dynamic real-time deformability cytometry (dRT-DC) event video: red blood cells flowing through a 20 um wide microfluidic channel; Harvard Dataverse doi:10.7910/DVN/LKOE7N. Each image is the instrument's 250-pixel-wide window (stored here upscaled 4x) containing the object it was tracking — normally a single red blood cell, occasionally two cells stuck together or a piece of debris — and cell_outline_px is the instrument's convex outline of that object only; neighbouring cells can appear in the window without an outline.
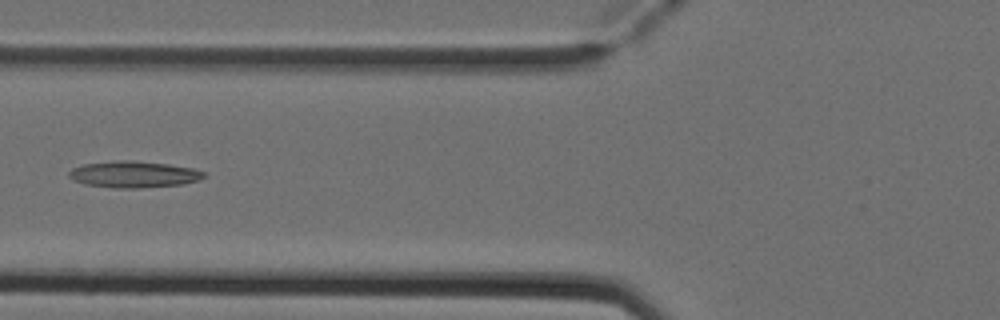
{"species": "Egyptian fruit bat (a non-hibernating species)", "species_latin": "Rousettus aegyptiacus", "temperature_condition": "cold", "stored_images_in_passage": 5, "camera_frame_rate_fps": 3000, "um_per_image_px": 0.085, "animal": {"sex": "female"}, "frame": {"image": 1, "passage_image": 4, "time_ms": 1.0, "image_size_px": [1000, 320], "cell_outline_px": [[208, 176], [200, 180], [184, 184], [140, 188], [112, 188], [84, 184], [72, 180], [68, 176], [68, 172], [72, 168], [84, 164], [120, 160], [132, 160], [168, 164], [192, 168], [204, 172]], "centroid_in_image_um": [11.37, 14.83], "position_along_channel_um": 114.4, "area_um2": 21.04}}
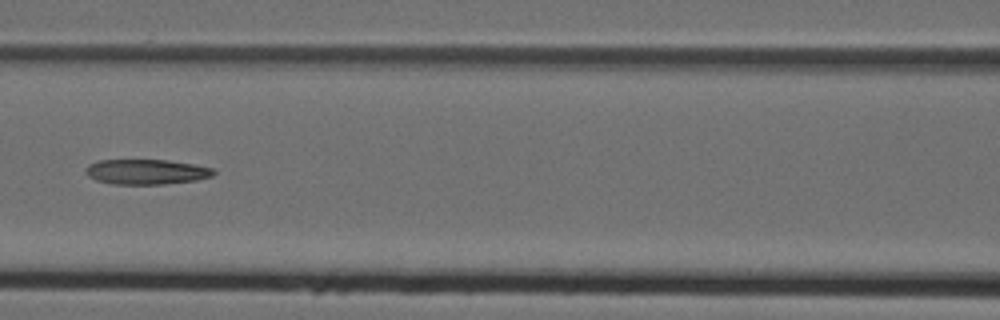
{"frame": {"image": 2, "passage_image": 5, "time_ms": 1.333, "image_size_px": [1000, 320], "cell_outline_px": [[216, 172], [212, 176], [196, 180], [164, 184], [112, 184], [96, 180], [88, 176], [84, 172], [84, 168], [88, 164], [100, 160], [168, 160], [216, 168]], "centroid_in_image_um": [12.43, 14.6], "position_along_channel_um": 154.2, "area_um2": 18.84}}